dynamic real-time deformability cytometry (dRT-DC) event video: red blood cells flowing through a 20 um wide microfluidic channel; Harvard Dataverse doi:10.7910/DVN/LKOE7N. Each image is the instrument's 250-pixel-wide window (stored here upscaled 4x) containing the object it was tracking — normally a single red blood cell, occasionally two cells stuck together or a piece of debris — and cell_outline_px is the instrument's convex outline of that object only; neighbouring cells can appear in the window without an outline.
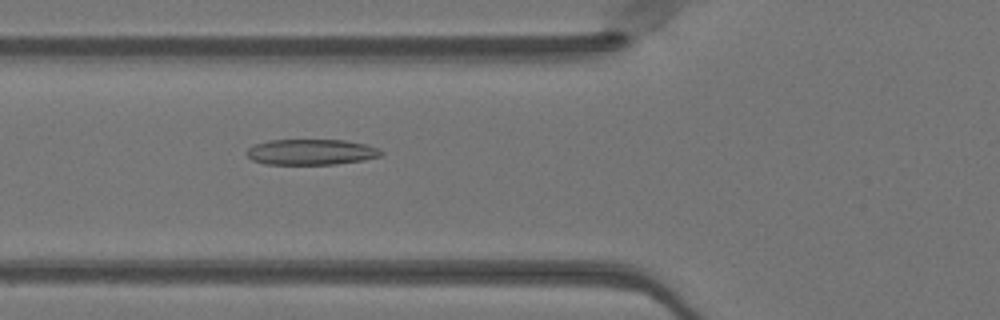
{"species": "Egyptian fruit bat (a non-hibernating species)", "species_latin": "Rousettus aegyptiacus", "temperature_condition": "warm", "stored_images_in_passage": 49, "camera_frame_rate_fps": 3000, "um_per_image_px": 0.085, "animal": {"sex": "female"}, "frame": {"image": 1, "passage_image": 18, "time_ms": 5.667, "image_size_px": [1000, 320], "cell_outline_px": [[384, 152], [380, 156], [364, 160], [336, 164], [264, 164], [252, 160], [244, 152], [252, 144], [268, 140], [344, 140], [364, 144], [380, 148]], "centroid_in_image_um": [26.42, 12.92], "position_along_channel_um": 99.4, "area_um2": 20.29}}
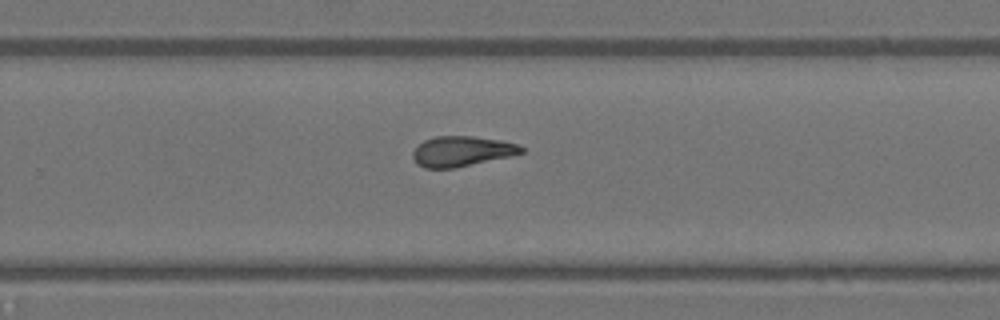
{"frame": {"image": 2, "passage_image": 32, "time_ms": 10.333, "image_size_px": [1000, 320], "cell_outline_px": [[524, 152], [512, 156], [456, 168], [424, 168], [416, 164], [412, 156], [412, 152], [424, 140], [436, 136], [472, 136], [500, 140], [520, 144], [524, 148]], "centroid_in_image_um": [39.27, 12.86], "position_along_channel_um": 290.5, "area_um2": 19.31}}
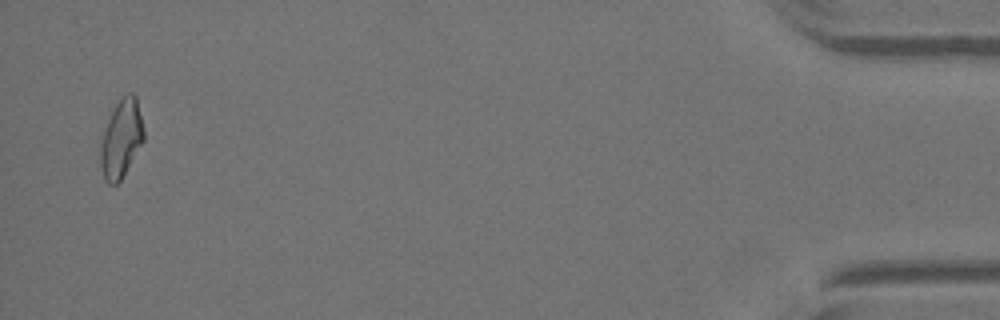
{"frame": {"image": 3, "passage_image": 48, "time_ms": 15.667, "image_size_px": [1000, 320], "cell_outline_px": [[144, 140], [120, 180], [116, 184], [108, 184], [104, 180], [100, 168], [100, 144], [108, 120], [120, 96], [128, 92], [132, 92], [136, 96], [144, 128]], "centroid_in_image_um": [10.3, 11.77], "position_along_channel_um": 424.9, "area_um2": 19.65}, "authors_computed_cell_mechanics": {"area_um2": 19.5942, "velocity_mm_per_s": 4.1027, "shape_relaxation_time_tau1_ms": 8.1507, "shape_relaxation_time_tau2_ms": 2.9086, "deformation_change_tau1": 0.2535, "deformation_change_tau2": 0.1212}}